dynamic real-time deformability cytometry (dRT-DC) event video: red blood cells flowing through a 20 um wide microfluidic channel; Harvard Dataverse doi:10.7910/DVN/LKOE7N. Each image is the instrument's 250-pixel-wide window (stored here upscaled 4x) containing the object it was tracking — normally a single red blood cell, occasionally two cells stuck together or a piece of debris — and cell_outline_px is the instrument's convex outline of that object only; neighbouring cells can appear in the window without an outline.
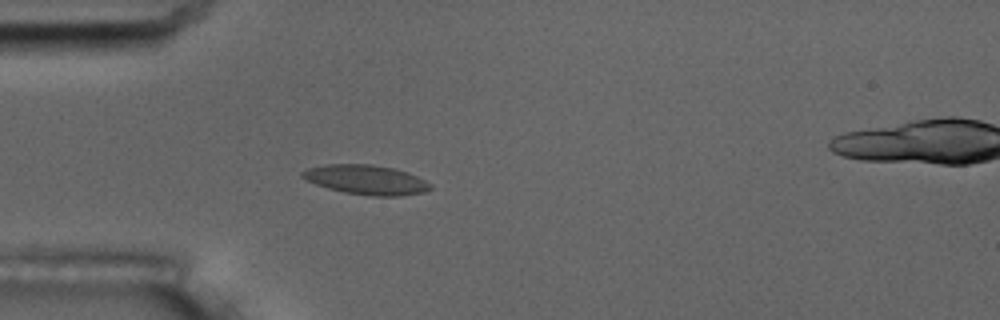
{"species": "common noctule bat (a hibernating species)", "species_latin": "Nyctalus noctula", "temperature_condition": "room temperature", "stored_images_in_passage": 6, "camera_frame_rate_fps": 3000, "um_per_image_px": 0.085, "animal": {"sex": "male", "body_mass_g": 17.5, "forearm_length_mm": 52.3}, "frame": {"image": 1, "passage_image": 5, "time_ms": 5.333, "image_size_px": [1000, 320], "cell_outline_px": [[432, 188], [424, 192], [400, 196], [372, 196], [344, 192], [328, 188], [316, 184], [300, 176], [300, 172], [308, 168], [324, 164], [372, 164], [392, 168], [408, 172], [432, 184]], "centroid_in_image_um": [31.12, 15.27], "position_along_channel_um": 53.9, "area_um2": 22.02}}